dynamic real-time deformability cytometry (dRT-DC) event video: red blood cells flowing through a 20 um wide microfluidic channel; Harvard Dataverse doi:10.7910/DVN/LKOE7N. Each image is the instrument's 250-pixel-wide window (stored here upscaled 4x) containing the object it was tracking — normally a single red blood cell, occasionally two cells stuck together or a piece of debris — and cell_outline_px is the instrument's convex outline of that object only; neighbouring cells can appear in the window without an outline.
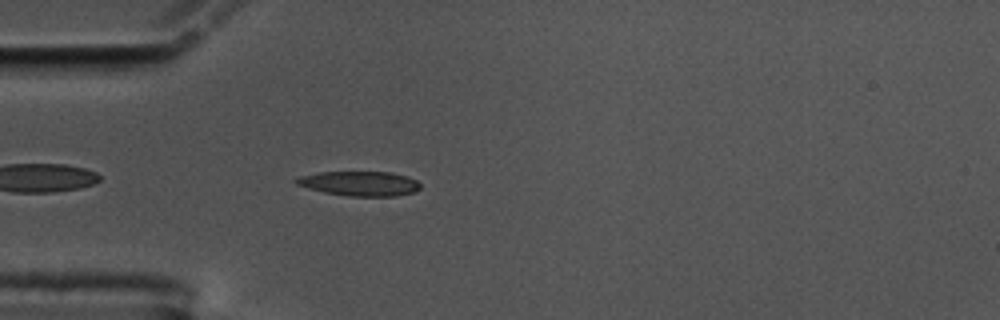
{"species": "common noctule bat (a hibernating species)", "species_latin": "Nyctalus noctula", "temperature_condition": "cold", "stored_images_in_passage": 45, "camera_frame_rate_fps": 3000, "um_per_image_px": 0.085, "animal": {"sex": "male", "body_mass_g": 17.5, "forearm_length_mm": 52.3}, "frame": {"image": 1, "passage_image": 4, "time_ms": 1.0, "image_size_px": [1000, 320], "cell_outline_px": [[420, 188], [416, 192], [396, 196], [348, 196], [324, 192], [308, 188], [296, 184], [292, 180], [300, 176], [320, 172], [392, 172], [408, 176], [416, 180], [420, 184]], "centroid_in_image_um": [30.59, 15.6], "position_along_channel_um": 54.4, "area_um2": 17.92}}
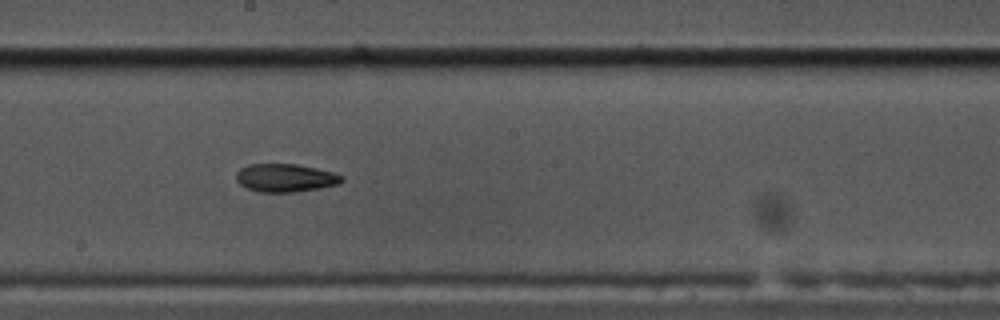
{"frame": {"image": 2, "passage_image": 19, "time_ms": 6.0, "image_size_px": [1000, 320], "cell_outline_px": [[344, 180], [340, 184], [320, 188], [296, 192], [256, 192], [240, 184], [236, 180], [236, 172], [240, 168], [248, 164], [296, 164], [316, 168], [332, 172], [344, 176]], "centroid_in_image_um": [24.26, 15.12], "position_along_channel_um": 223.9, "area_um2": 17.46}}
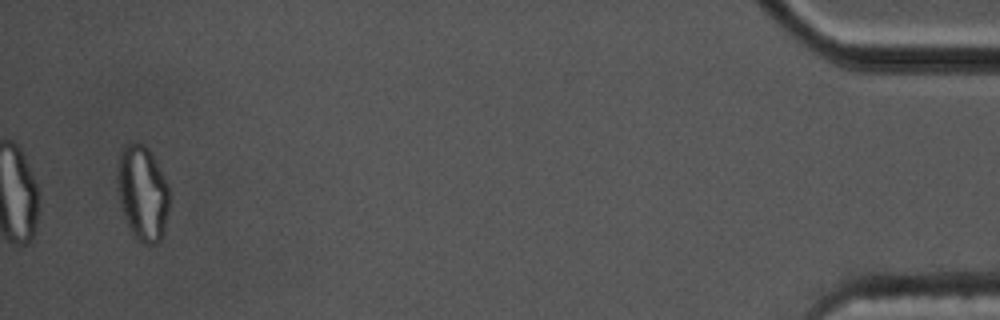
{"frame": {"image": 3, "passage_image": 43, "time_ms": 14.0, "image_size_px": [1000, 320], "cell_outline_px": [[168, 212], [164, 232], [160, 240], [156, 244], [144, 244], [136, 240], [128, 228], [124, 220], [120, 204], [116, 180], [116, 172], [120, 152], [128, 144], [136, 140], [144, 144], [148, 148], [168, 184]], "centroid_in_image_um": [12.09, 16.43], "position_along_channel_um": 423.1, "area_um2": 29.19}}